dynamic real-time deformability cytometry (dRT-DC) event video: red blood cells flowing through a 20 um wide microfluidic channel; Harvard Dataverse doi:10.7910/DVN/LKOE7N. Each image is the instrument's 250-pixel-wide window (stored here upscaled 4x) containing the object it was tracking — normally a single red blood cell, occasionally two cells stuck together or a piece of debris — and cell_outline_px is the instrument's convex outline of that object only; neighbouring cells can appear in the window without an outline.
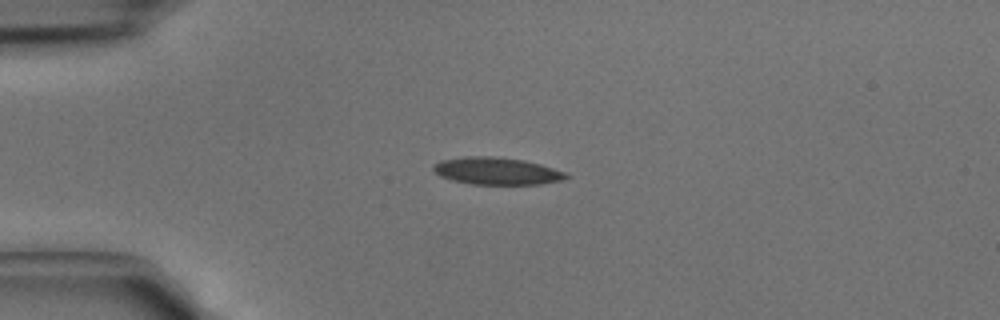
{"species": "common noctule bat (a hibernating species)", "species_latin": "Nyctalus noctula", "temperature_condition": "cold", "stored_images_in_passage": 3, "camera_frame_rate_fps": 3000, "um_per_image_px": 0.085, "animal": {"sex": "male", "body_mass_g": 15.6}, "frame": {"image": 1, "passage_image": 2, "time_ms": 0.333, "image_size_px": [1000, 320], "cell_outline_px": [[568, 176], [560, 180], [540, 184], [472, 184], [452, 180], [440, 176], [432, 168], [432, 164], [440, 160], [464, 156], [492, 156], [524, 160], [540, 164], [564, 172]], "centroid_in_image_um": [42.15, 14.52], "position_along_channel_um": 42.9, "area_um2": 20.92}}